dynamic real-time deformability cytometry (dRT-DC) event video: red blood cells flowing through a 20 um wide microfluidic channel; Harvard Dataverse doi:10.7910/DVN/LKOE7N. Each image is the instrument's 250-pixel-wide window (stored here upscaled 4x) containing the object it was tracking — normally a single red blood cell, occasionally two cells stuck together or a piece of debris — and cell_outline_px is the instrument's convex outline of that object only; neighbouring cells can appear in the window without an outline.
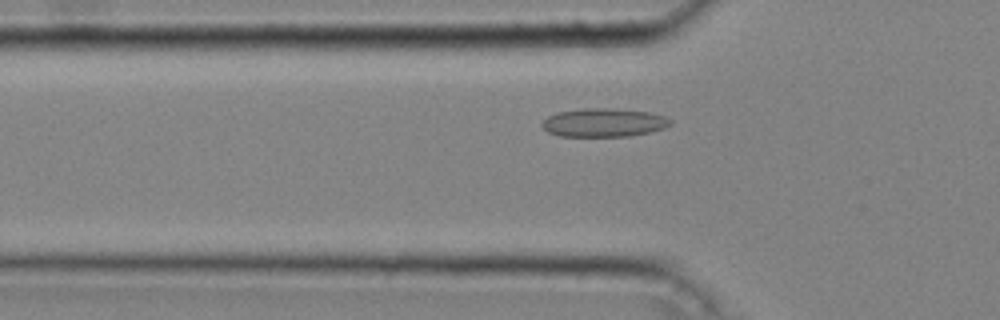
{"species": "common noctule bat (a hibernating species)", "species_latin": "Nyctalus noctula", "temperature_condition": "cold", "stored_images_in_passage": 34, "camera_frame_rate_fps": 3000, "um_per_image_px": 0.085, "animal": {"sex": "male", "body_mass_g": 20.4}, "frame": {"image": 1, "passage_image": 9, "time_ms": 2.667, "image_size_px": [1000, 320], "cell_outline_px": [[672, 124], [664, 128], [652, 132], [632, 136], [560, 136], [548, 132], [540, 124], [548, 116], [556, 112], [584, 108], [604, 108], [648, 112], [664, 116], [672, 120]], "centroid_in_image_um": [51.32, 10.43], "position_along_channel_um": 74.5, "area_um2": 21.33}}
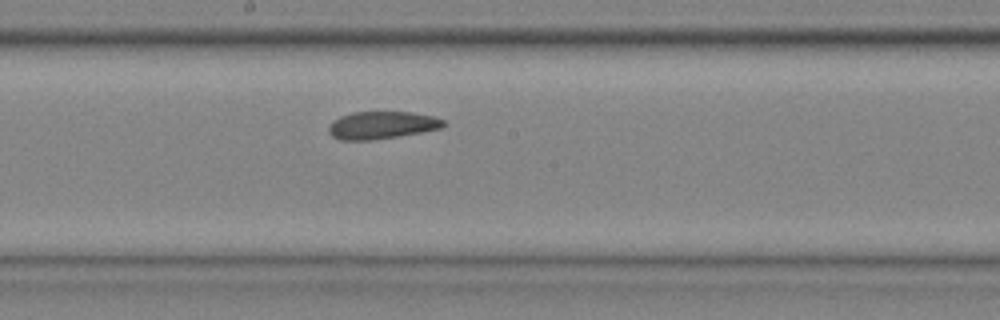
{"frame": {"image": 2, "passage_image": 19, "time_ms": 6.0, "image_size_px": [1000, 320], "cell_outline_px": [[444, 128], [372, 140], [340, 140], [332, 136], [328, 132], [328, 124], [332, 120], [340, 116], [352, 112], [412, 112], [432, 116], [444, 120]], "centroid_in_image_um": [32.4, 10.63], "position_along_channel_um": 215.8, "area_um2": 18.44}}
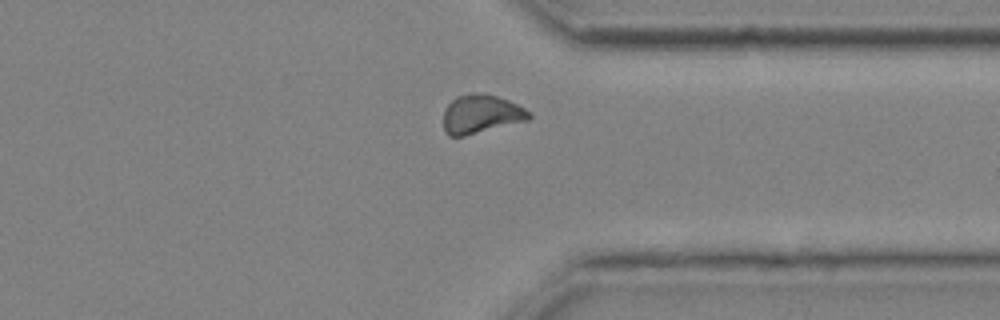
{"frame": {"image": 3, "passage_image": 30, "time_ms": 9.667, "image_size_px": [1000, 320], "cell_outline_px": [[532, 116], [528, 120], [464, 136], [448, 136], [444, 132], [444, 108], [456, 96], [472, 92], [496, 96], [508, 100], [532, 112]], "centroid_in_image_um": [40.87, 9.7], "position_along_channel_um": 370.5, "area_um2": 19.31}, "authors_computed_cell_mechanics": {"area_um2": 19.0451, "velocity_mm_per_s": 4.2426, "shape_relaxation_time_tau1_ms": null, "shape_relaxation_time_tau2_ms": 1.6912, "deformation_change_tau1": null, "deformation_change_tau2": 0.0682}}